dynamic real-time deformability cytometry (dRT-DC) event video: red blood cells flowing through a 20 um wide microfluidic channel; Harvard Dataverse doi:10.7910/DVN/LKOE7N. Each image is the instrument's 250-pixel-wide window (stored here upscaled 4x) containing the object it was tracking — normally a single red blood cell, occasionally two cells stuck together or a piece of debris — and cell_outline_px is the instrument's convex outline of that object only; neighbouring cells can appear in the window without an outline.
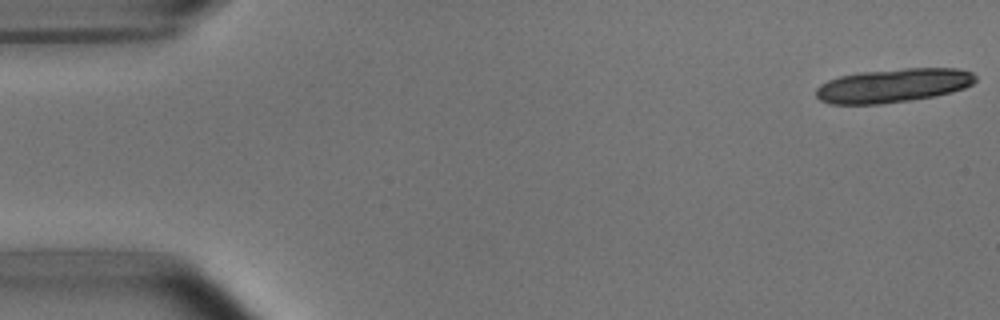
{"species": "common noctule bat (a hibernating species)", "species_latin": "Nyctalus noctula", "temperature_condition": "room temperature", "stored_images_in_passage": 17, "camera_frame_rate_fps": 3000, "um_per_image_px": 0.085, "animal": {"sex": "male", "body_mass_g": 15.6}, "frame": {"image": 1, "passage_image": 1, "time_ms": 0.0, "image_size_px": [1000, 320], "cell_outline_px": [[976, 80], [972, 84], [964, 88], [952, 92], [932, 96], [908, 100], [880, 104], [828, 104], [820, 100], [816, 96], [816, 88], [820, 84], [828, 80], [840, 76], [860, 72], [904, 68], [956, 68], [972, 72], [976, 76]], "centroid_in_image_um": [75.9, 7.26], "position_along_channel_um": 9.1, "area_um2": 31.44}}